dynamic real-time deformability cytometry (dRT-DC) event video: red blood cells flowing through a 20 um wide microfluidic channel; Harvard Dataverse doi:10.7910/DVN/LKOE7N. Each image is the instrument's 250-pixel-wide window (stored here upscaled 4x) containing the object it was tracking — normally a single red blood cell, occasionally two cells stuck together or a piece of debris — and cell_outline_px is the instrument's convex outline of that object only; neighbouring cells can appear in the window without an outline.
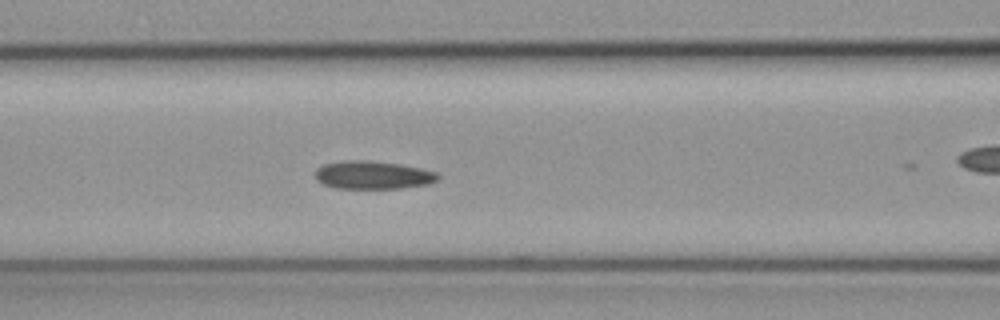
{"species": "common noctule bat (a hibernating species)", "species_latin": "Nyctalus noctula", "temperature_condition": "cold", "stored_images_in_passage": 23, "camera_frame_rate_fps": 3000, "um_per_image_px": 0.085, "animal": {"sex": "female", "body_mass_g": 19.3, "forearm_length_mm": 54.1}, "frame": {"image": 1, "passage_image": 16, "time_ms": 5.0, "image_size_px": [1000, 320], "cell_outline_px": [[440, 176], [436, 180], [428, 184], [400, 188], [336, 188], [324, 184], [316, 180], [316, 168], [324, 164], [344, 160], [368, 160], [400, 164], [420, 168], [436, 172]], "centroid_in_image_um": [31.68, 14.87], "position_along_channel_um": 134.9, "area_um2": 20.0}}
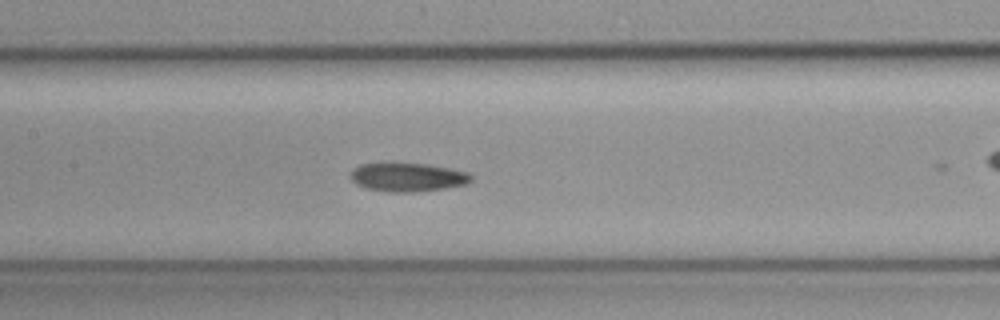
{"frame": {"image": 2, "passage_image": 19, "time_ms": 6.0, "image_size_px": [1000, 320], "cell_outline_px": [[472, 180], [464, 184], [444, 188], [412, 192], [388, 192], [364, 188], [356, 184], [348, 176], [352, 168], [360, 164], [428, 164], [468, 172], [472, 176]], "centroid_in_image_um": [34.59, 15.07], "position_along_channel_um": 172.8, "area_um2": 20.0}}